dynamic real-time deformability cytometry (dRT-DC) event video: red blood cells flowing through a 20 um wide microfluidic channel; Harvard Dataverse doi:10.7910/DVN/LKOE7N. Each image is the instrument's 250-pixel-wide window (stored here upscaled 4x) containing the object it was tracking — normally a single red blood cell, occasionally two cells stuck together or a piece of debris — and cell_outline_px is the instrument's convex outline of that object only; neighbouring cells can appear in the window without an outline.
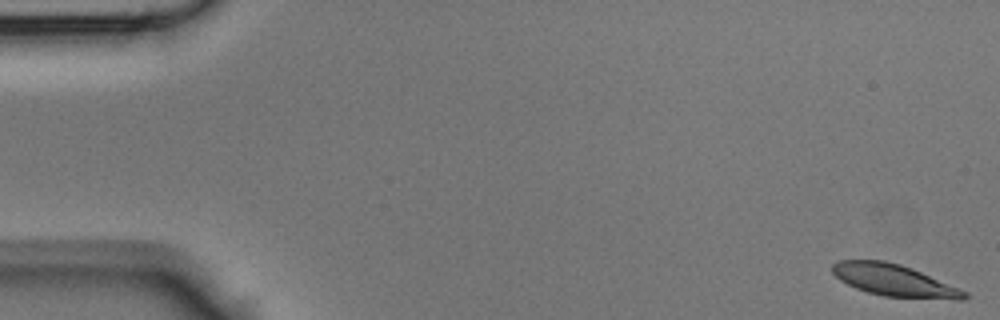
{"species": "Egyptian fruit bat (a non-hibernating species)", "species_latin": "Rousettus aegyptiacus", "temperature_condition": "room temperature", "stored_images_in_passage": 45, "camera_frame_rate_fps": 3000, "um_per_image_px": 0.085, "animal": {"sex": "male"}, "frame": {"image": 1, "passage_image": 1, "time_ms": 0.0, "image_size_px": [1000, 320], "cell_outline_px": [[968, 296], [964, 300], [960, 300], [884, 296], [868, 292], [856, 288], [840, 280], [832, 272], [832, 264], [840, 260], [884, 260], [900, 264], [912, 268], [968, 292]], "centroid_in_image_um": [76.01, 23.83], "position_along_channel_um": 9.0, "area_um2": 24.39}}
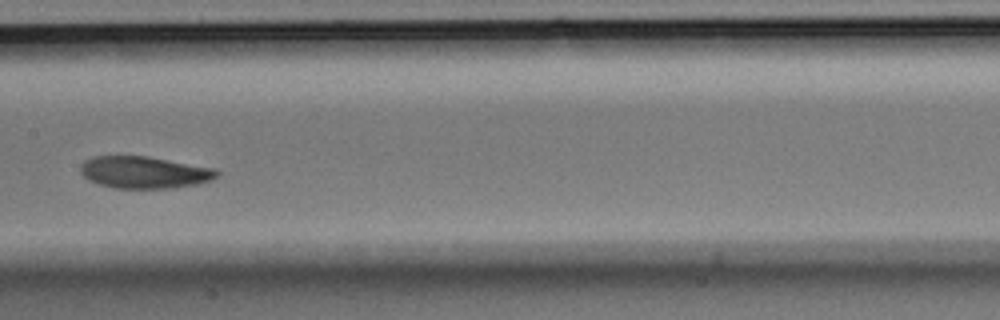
{"frame": {"image": 2, "passage_image": 23, "time_ms": 7.333, "image_size_px": [1000, 320], "cell_outline_px": [[220, 172], [212, 180], [196, 184], [172, 188], [112, 188], [88, 180], [80, 172], [80, 164], [84, 160], [96, 156], [148, 156], [216, 168]], "centroid_in_image_um": [12.26, 14.64], "position_along_channel_um": 195.1, "area_um2": 25.55}}
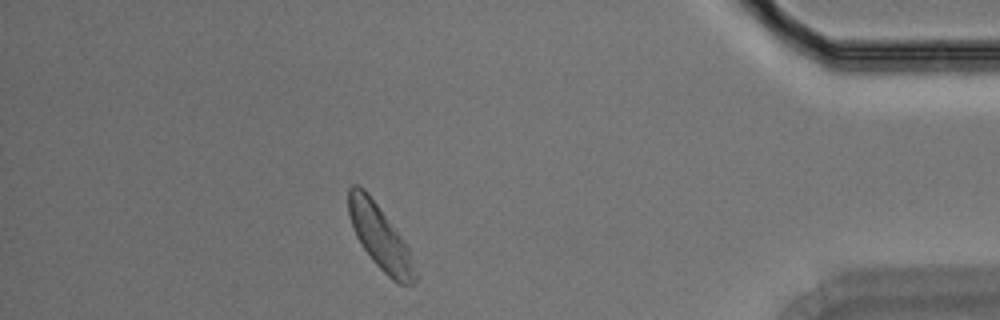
{"frame": {"image": 3, "passage_image": 40, "time_ms": 13.0, "image_size_px": [1000, 320], "cell_outline_px": [[416, 284], [396, 284], [372, 260], [360, 244], [352, 228], [348, 216], [348, 188], [352, 184], [360, 184], [368, 192], [400, 236], [408, 248], [416, 272]], "centroid_in_image_um": [32.26, 20.14], "position_along_channel_um": 402.9, "area_um2": 24.74}}